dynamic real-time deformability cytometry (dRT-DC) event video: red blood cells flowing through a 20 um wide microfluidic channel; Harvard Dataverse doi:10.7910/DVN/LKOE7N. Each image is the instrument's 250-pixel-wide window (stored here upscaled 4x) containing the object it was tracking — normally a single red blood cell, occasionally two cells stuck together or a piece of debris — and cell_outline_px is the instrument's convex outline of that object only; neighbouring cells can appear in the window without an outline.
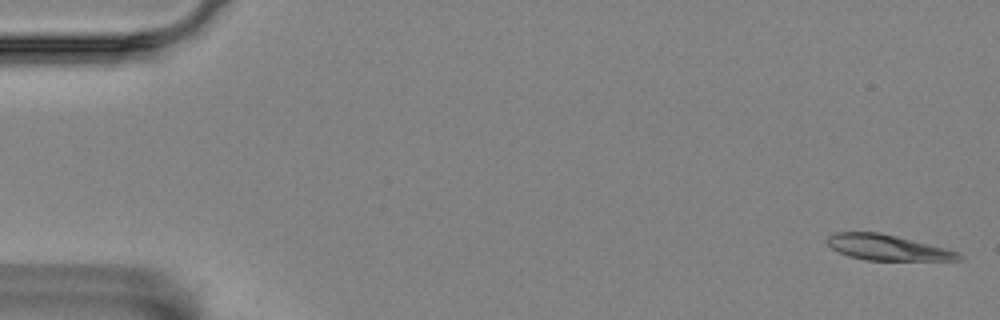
{"species": "Egyptian fruit bat (a non-hibernating species)", "species_latin": "Rousettus aegyptiacus", "temperature_condition": "room temperature", "stored_images_in_passage": 56, "camera_frame_rate_fps": 3000, "um_per_image_px": 0.085, "animal": {"sex": "female"}, "frame": {"image": 1, "passage_image": 1, "time_ms": 0.0, "image_size_px": [1000, 320], "cell_outline_px": [[964, 260], [868, 260], [848, 256], [832, 248], [828, 244], [828, 236], [836, 232], [880, 232], [960, 252], [964, 256]], "centroid_in_image_um": [75.46, 21.04], "position_along_channel_um": 9.5, "area_um2": 19.36}}
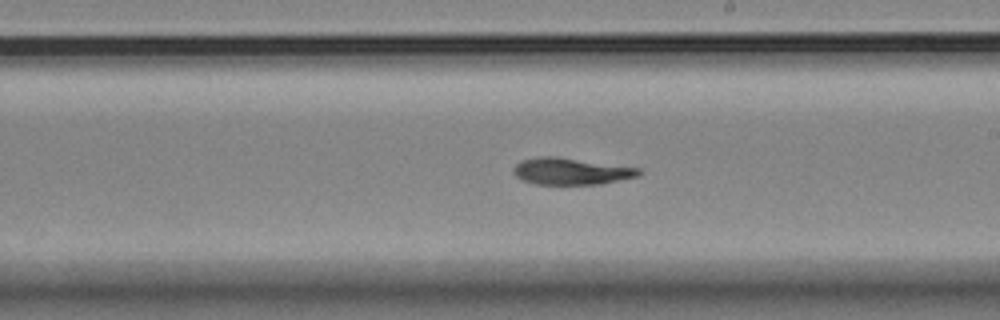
{"frame": {"image": 2, "passage_image": 32, "time_ms": 10.333, "image_size_px": [1000, 320], "cell_outline_px": [[640, 176], [600, 184], [536, 184], [524, 180], [516, 176], [512, 172], [512, 168], [520, 160], [536, 156], [556, 156], [640, 168]], "centroid_in_image_um": [48.51, 14.55], "position_along_channel_um": 240.5, "area_um2": 19.59}}
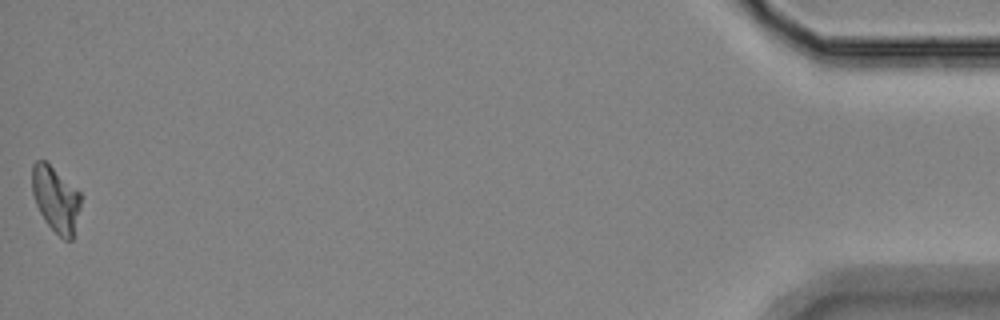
{"frame": {"image": 3, "passage_image": 56, "time_ms": 18.333, "image_size_px": [1000, 320], "cell_outline_px": [[80, 208], [72, 240], [64, 240], [44, 220], [36, 204], [32, 192], [32, 164], [36, 160], [44, 160], [80, 192]], "centroid_in_image_um": [4.73, 16.93], "position_along_channel_um": 430.5, "area_um2": 18.32}, "authors_computed_cell_mechanics": {"area_um2": 19.5653, "velocity_mm_per_s": 3.5122, "shape_relaxation_time_tau1_ms": 3.738, "shape_relaxation_time_tau2_ms": 5.9708, "deformation_change_tau1": 0.1422, "deformation_change_tau2": 0.1186}}